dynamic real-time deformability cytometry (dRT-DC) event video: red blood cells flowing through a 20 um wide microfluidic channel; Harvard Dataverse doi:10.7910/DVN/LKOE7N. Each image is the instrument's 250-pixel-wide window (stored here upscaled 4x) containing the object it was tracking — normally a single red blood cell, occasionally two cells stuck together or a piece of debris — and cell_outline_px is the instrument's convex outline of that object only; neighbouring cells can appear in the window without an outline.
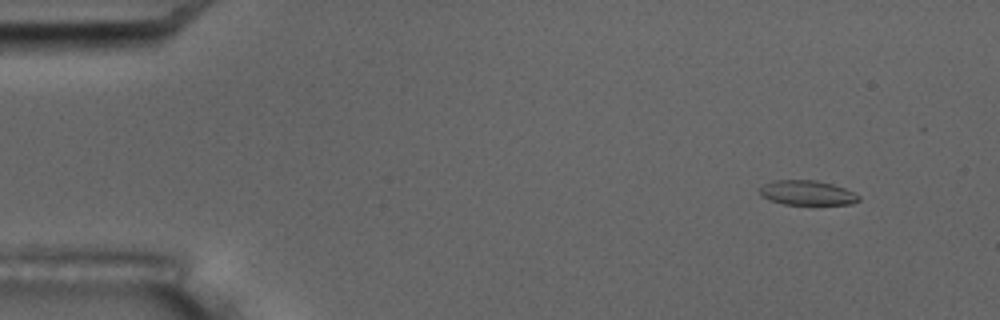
{"species": "common noctule bat (a hibernating species)", "species_latin": "Nyctalus noctula", "temperature_condition": "room temperature", "stored_images_in_passage": 5, "camera_frame_rate_fps": 3000, "um_per_image_px": 0.085, "animal": {"sex": "male", "body_mass_g": 17.5, "forearm_length_mm": 52.3}, "frame": {"image": 1, "passage_image": 1, "time_ms": 0.0, "image_size_px": [1000, 320], "cell_outline_px": [[860, 200], [852, 204], [784, 204], [768, 200], [760, 196], [760, 188], [764, 184], [772, 180], [816, 180], [832, 184], [844, 188], [860, 196]], "centroid_in_image_um": [68.58, 16.39], "position_along_channel_um": 16.4, "area_um2": 14.22}}